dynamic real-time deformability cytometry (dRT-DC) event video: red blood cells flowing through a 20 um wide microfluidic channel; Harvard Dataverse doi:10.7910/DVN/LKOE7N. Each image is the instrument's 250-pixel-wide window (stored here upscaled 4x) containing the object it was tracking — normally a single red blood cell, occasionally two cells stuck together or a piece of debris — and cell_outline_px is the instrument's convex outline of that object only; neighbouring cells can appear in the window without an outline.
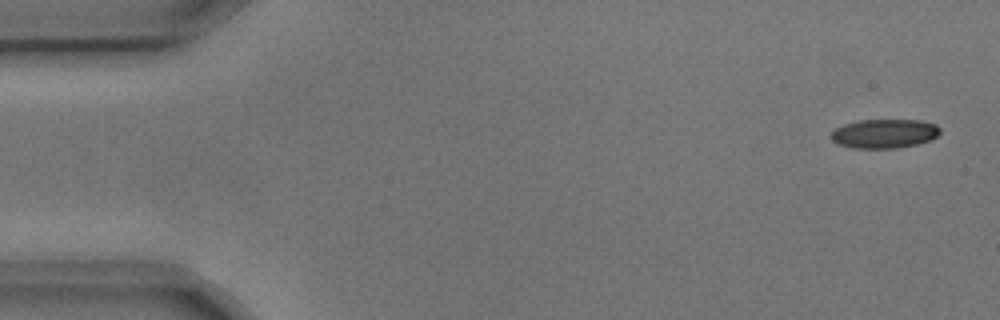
{"species": "common noctule bat (a hibernating species)", "species_latin": "Nyctalus noctula", "temperature_condition": "cold", "stored_images_in_passage": 4, "camera_frame_rate_fps": 3000, "um_per_image_px": 0.085, "animal": {"sex": "male", "body_mass_g": 17.9, "forearm_length_mm": 54.2}, "frame": {"image": 1, "passage_image": 1, "time_ms": 0.0, "image_size_px": [1000, 320], "cell_outline_px": [[940, 132], [936, 136], [928, 140], [916, 144], [896, 148], [852, 148], [836, 144], [832, 140], [832, 132], [836, 128], [844, 124], [860, 120], [920, 120], [936, 124], [940, 128]], "centroid_in_image_um": [75.15, 11.35], "position_along_channel_um": 9.8, "area_um2": 18.38}}